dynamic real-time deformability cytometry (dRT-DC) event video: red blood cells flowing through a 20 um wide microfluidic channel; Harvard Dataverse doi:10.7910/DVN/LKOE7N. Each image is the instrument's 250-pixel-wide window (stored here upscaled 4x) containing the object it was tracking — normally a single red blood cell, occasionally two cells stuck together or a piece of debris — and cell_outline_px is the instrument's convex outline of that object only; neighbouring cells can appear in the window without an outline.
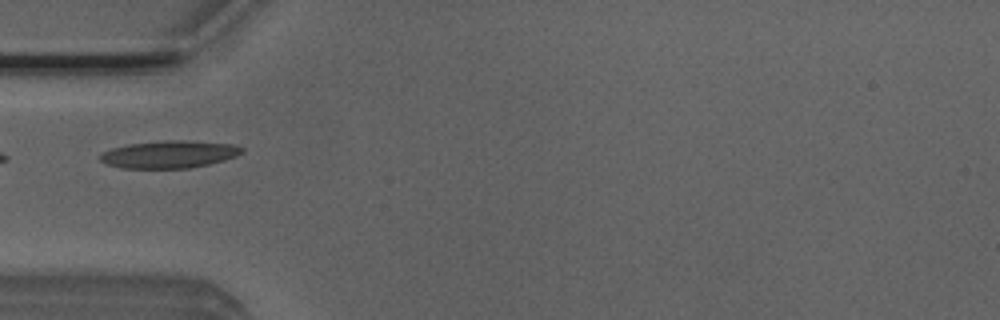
{"species": "Egyptian fruit bat (a non-hibernating species)", "species_latin": "Rousettus aegyptiacus", "temperature_condition": "room temperature", "stored_images_in_passage": 5, "camera_frame_rate_fps": 3000, "um_per_image_px": 0.085, "animal": {"sex": "male"}, "frame": {"image": 1, "passage_image": 5, "time_ms": 1.333, "image_size_px": [1000, 320], "cell_outline_px": [[244, 152], [236, 156], [224, 160], [208, 164], [188, 168], [120, 168], [108, 164], [100, 160], [100, 152], [112, 148], [128, 144], [164, 140], [184, 140], [232, 144], [244, 148]], "centroid_in_image_um": [14.37, 13.11], "position_along_channel_um": 70.6, "area_um2": 22.66}}